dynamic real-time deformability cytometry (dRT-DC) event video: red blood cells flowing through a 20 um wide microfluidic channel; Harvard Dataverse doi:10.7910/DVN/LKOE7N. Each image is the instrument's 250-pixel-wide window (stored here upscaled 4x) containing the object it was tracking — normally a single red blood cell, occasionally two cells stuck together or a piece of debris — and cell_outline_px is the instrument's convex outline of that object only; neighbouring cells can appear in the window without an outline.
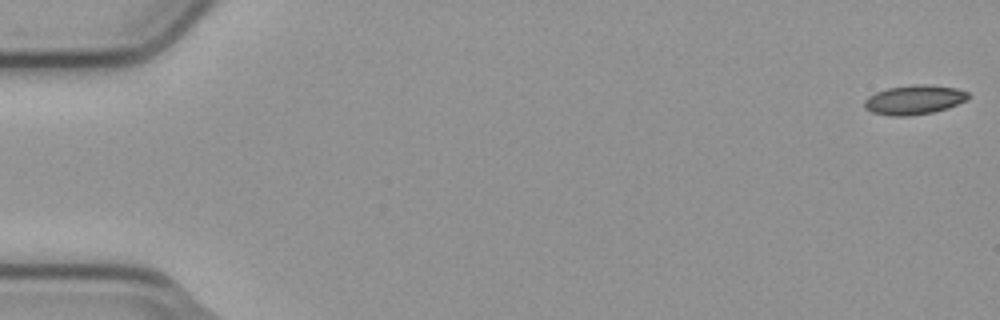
{"species": "common noctule bat (a hibernating species)", "species_latin": "Nyctalus noctula", "temperature_condition": "cold", "stored_images_in_passage": 9, "camera_frame_rate_fps": 3000, "um_per_image_px": 0.085, "animal": {"sex": "male", "body_mass_g": 23.1, "forearm_length_mm": 52.7}, "frame": {"image": 1, "passage_image": 1, "time_ms": 0.0, "image_size_px": [1000, 320], "cell_outline_px": [[968, 96], [964, 100], [948, 108], [932, 112], [908, 116], [892, 116], [872, 112], [864, 108], [864, 100], [868, 96], [876, 92], [888, 88], [916, 84], [932, 84], [956, 88], [968, 92]], "centroid_in_image_um": [77.67, 8.47], "position_along_channel_um": 7.3, "area_um2": 17.69}}
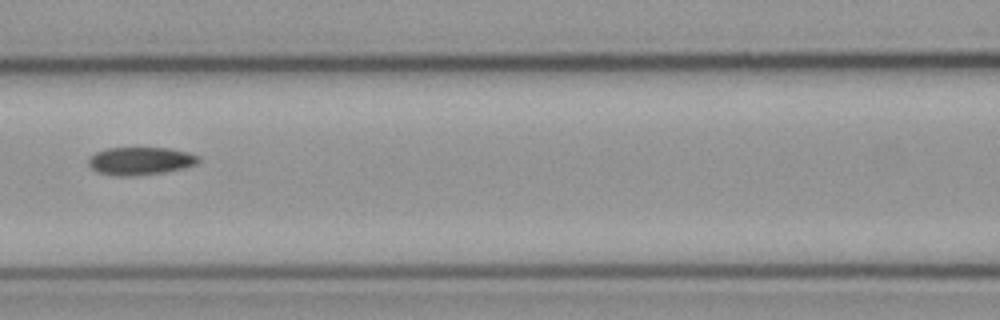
{"frame": {"image": 2, "passage_image": 7, "time_ms": 2.0, "image_size_px": [1000, 320], "cell_outline_px": [[200, 160], [196, 164], [184, 168], [164, 172], [136, 176], [112, 176], [96, 172], [88, 164], [88, 160], [96, 152], [108, 148], [168, 148], [188, 152], [200, 156]], "centroid_in_image_um": [11.94, 13.69], "position_along_channel_um": 154.7, "area_um2": 17.98}}
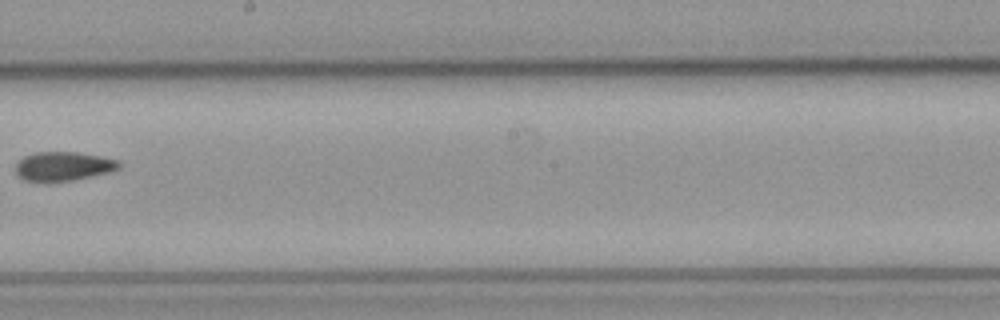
{"frame": {"image": 3, "passage_image": 9, "time_ms": 2.667, "image_size_px": [1000, 320], "cell_outline_px": [[120, 168], [108, 172], [92, 176], [72, 180], [48, 184], [44, 184], [24, 180], [16, 172], [16, 164], [24, 156], [36, 152], [76, 152], [100, 156], [120, 160]], "centroid_in_image_um": [5.36, 14.16], "position_along_channel_um": 242.8, "area_um2": 17.86}}